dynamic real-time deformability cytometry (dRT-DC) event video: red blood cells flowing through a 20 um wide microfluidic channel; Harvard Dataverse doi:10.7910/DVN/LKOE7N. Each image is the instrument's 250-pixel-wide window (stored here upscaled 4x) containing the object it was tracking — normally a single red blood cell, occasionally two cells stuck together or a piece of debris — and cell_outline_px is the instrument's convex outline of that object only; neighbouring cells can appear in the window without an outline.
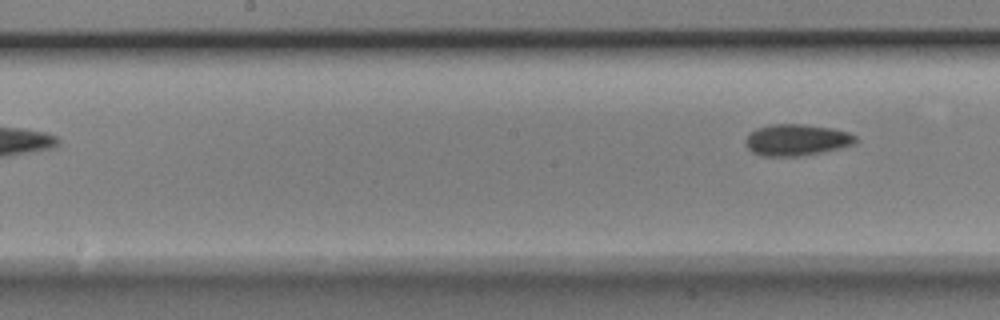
{"species": "Egyptian fruit bat (a non-hibernating species)", "species_latin": "Rousettus aegyptiacus", "temperature_condition": "room temperature", "stored_images_in_passage": 5, "segment_of_instrument_passage": [2, 2], "camera_frame_rate_fps": 3000, "um_per_image_px": 0.085, "animal": {"sex": "male"}, "frame": {"image": 1, "passage_image": 5, "time_ms": 1.333, "image_size_px": [1000, 320], "cell_outline_px": [[856, 144], [840, 148], [800, 156], [764, 156], [752, 152], [744, 144], [744, 140], [748, 132], [756, 128], [772, 124], [804, 124], [832, 128], [848, 132], [856, 136]], "centroid_in_image_um": [67.67, 11.89], "position_along_channel_um": 180.5, "area_um2": 20.35}}